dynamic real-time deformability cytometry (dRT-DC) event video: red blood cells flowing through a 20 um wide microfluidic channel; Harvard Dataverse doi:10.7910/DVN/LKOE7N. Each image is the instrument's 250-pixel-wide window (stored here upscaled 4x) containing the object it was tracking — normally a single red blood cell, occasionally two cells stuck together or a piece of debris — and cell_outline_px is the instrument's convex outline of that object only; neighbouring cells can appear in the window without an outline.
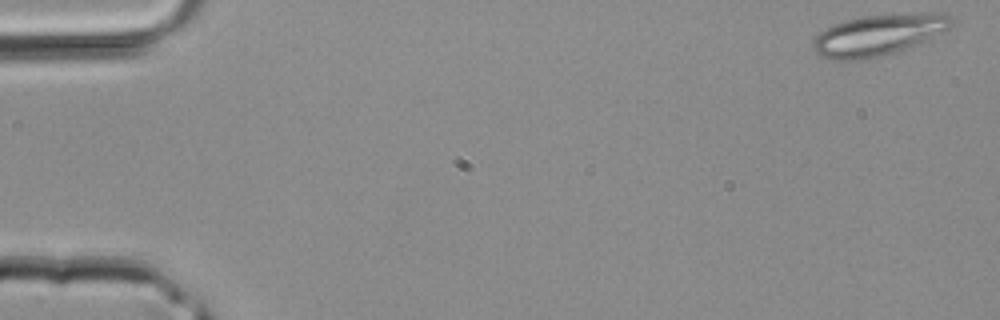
{"species": "common noctule bat (a hibernating species)", "species_latin": "Nyctalus noctula", "temperature_condition": "room temperature", "stored_images_in_passage": 40, "camera_frame_rate_fps": 3000, "um_per_image_px": 0.085, "animal": {"sex": "male", "body_mass_g": 20.4}, "frame": {"image": 1, "passage_image": 1, "time_ms": 0.0, "image_size_px": [1000, 320], "cell_outline_px": [[956, 20], [948, 28], [940, 32], [896, 52], [868, 60], [832, 60], [820, 56], [812, 48], [812, 40], [820, 32], [832, 24], [864, 16], [936, 12], [948, 12]], "centroid_in_image_um": [74.63, 2.97], "position_along_channel_um": 10.4, "area_um2": 33.06}}
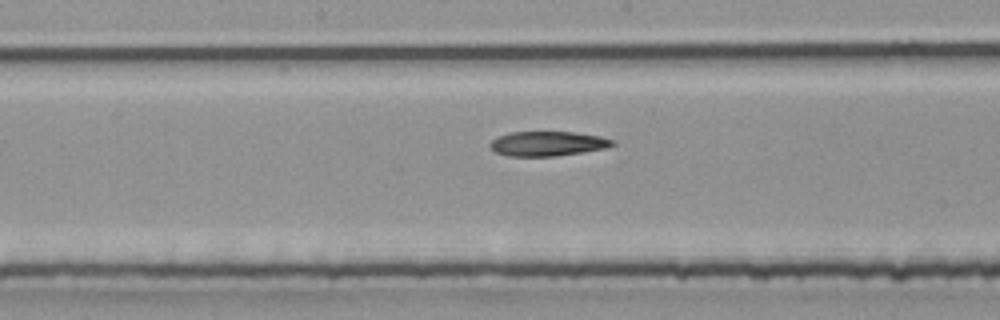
{"frame": {"image": 2, "passage_image": 21, "time_ms": 6.667, "image_size_px": [1000, 320], "cell_outline_px": [[616, 144], [604, 148], [556, 156], [508, 156], [496, 152], [488, 144], [496, 136], [512, 132], [572, 132], [600, 136], [616, 140]], "centroid_in_image_um": [46.54, 12.2], "position_along_channel_um": 201.7, "area_um2": 17.51}}
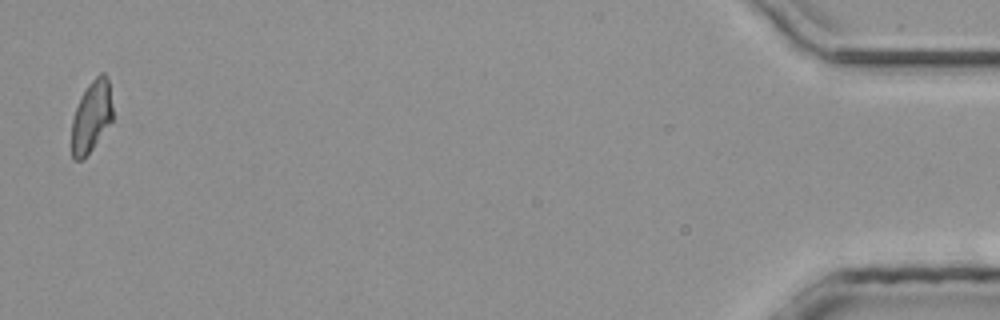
{"frame": {"image": 3, "passage_image": 40, "time_ms": 13.0, "image_size_px": [1000, 320], "cell_outline_px": [[112, 120], [92, 148], [80, 160], [72, 160], [72, 120], [80, 96], [88, 84], [100, 72], [104, 72], [108, 76], [112, 104]], "centroid_in_image_um": [7.77, 9.84], "position_along_channel_um": 427.4, "area_um2": 16.94}}